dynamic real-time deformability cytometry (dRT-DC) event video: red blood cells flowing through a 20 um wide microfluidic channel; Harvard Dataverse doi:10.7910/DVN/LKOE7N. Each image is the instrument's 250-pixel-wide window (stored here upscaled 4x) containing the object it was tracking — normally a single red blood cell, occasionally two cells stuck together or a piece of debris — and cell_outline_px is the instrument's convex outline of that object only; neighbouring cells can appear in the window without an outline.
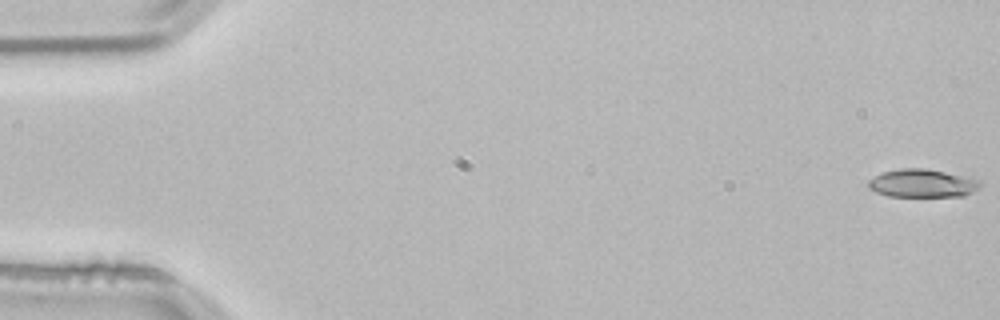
{"species": "common noctule bat (a hibernating species)", "species_latin": "Nyctalus noctula", "temperature_condition": "room temperature", "stored_images_in_passage": 53, "camera_frame_rate_fps": 3000, "um_per_image_px": 0.085, "animal": {"sex": "male", "body_mass_g": 21.5, "forearm_length_mm": 52.0}, "frame": {"image": 1, "passage_image": 1, "time_ms": 0.0, "image_size_px": [1000, 320], "cell_outline_px": [[980, 188], [964, 196], [888, 196], [876, 192], [868, 188], [868, 180], [884, 172], [900, 168], [924, 168], [972, 176], [980, 180]], "centroid_in_image_um": [78.45, 15.57], "position_along_channel_um": 6.5, "area_um2": 18.55}}
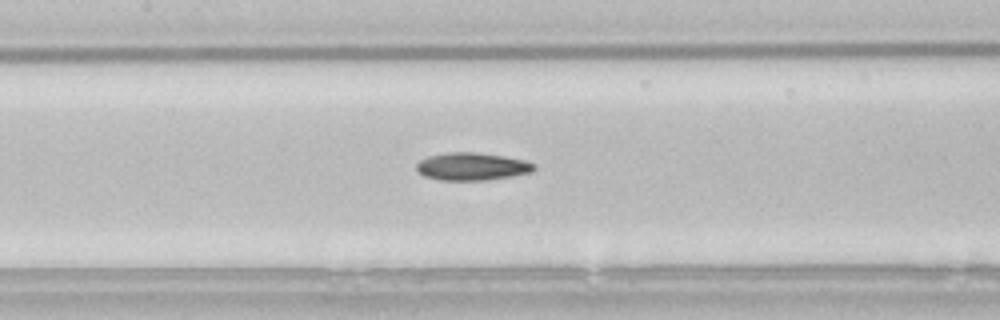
{"frame": {"image": 2, "passage_image": 25, "time_ms": 8.0, "image_size_px": [1000, 320], "cell_outline_px": [[536, 168], [532, 172], [512, 176], [488, 180], [440, 180], [424, 176], [416, 168], [416, 164], [420, 160], [428, 156], [448, 152], [476, 152], [504, 156], [524, 160], [536, 164]], "centroid_in_image_um": [40.14, 14.15], "position_along_channel_um": 167.3, "area_um2": 19.02}}
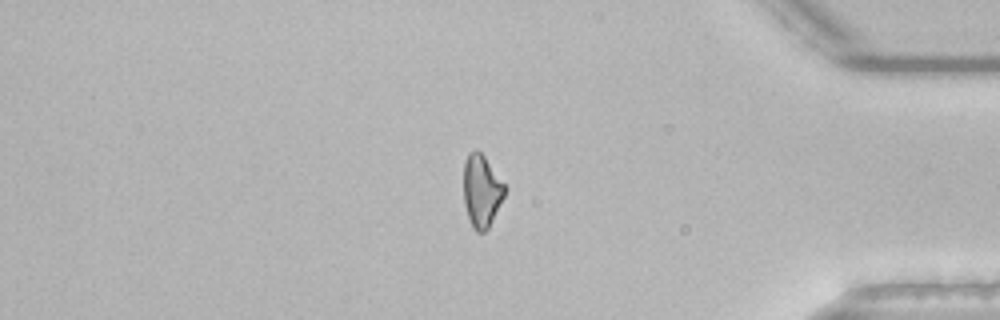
{"frame": {"image": 3, "passage_image": 45, "time_ms": 14.667, "image_size_px": [1000, 320], "cell_outline_px": [[508, 188], [488, 228], [484, 232], [476, 232], [472, 228], [464, 204], [464, 160], [468, 152], [476, 148], [484, 156]], "centroid_in_image_um": [40.93, 16.2], "position_along_channel_um": 394.3, "area_um2": 17.46}, "authors_computed_cell_mechanics": {"area_um2": 18.3226, "velocity_mm_per_s": 3.8504, "shape_relaxation_time_tau1_ms": null, "shape_relaxation_time_tau2_ms": 10.7523, "deformation_change_tau1": null, "deformation_change_tau2": 0.234}}